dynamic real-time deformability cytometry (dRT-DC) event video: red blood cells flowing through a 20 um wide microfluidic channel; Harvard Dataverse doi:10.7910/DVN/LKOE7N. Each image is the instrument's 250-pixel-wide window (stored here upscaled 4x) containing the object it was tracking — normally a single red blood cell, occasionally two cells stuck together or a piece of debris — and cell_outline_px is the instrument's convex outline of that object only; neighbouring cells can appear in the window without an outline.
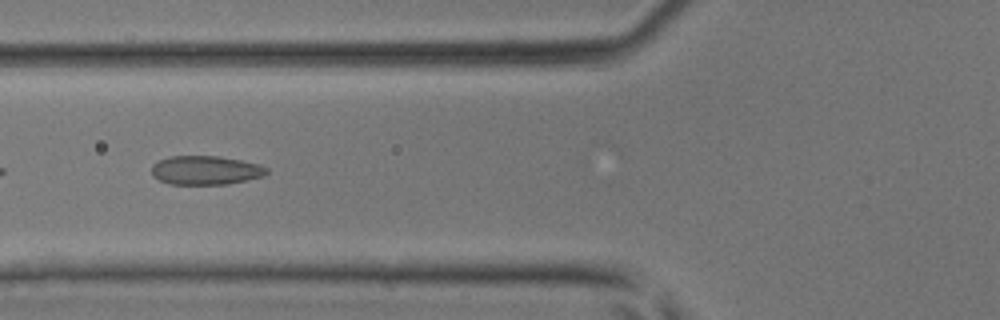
{"species": "common noctule bat (a hibernating species)", "species_latin": "Nyctalus noctula", "temperature_condition": "room temperature", "stored_images_in_passage": 22, "camera_frame_rate_fps": 3000, "um_per_image_px": 0.085, "animal": {"sex": "male", "body_mass_g": 17.9, "forearm_length_mm": 54.2}, "frame": {"image": 1, "passage_image": 18, "time_ms": 5.667, "image_size_px": [1000, 320], "cell_outline_px": [[268, 172], [264, 176], [248, 180], [224, 184], [172, 184], [160, 180], [152, 176], [152, 164], [168, 156], [216, 156], [240, 160], [260, 164], [268, 168]], "centroid_in_image_um": [17.49, 14.47], "position_along_channel_um": 108.3, "area_um2": 19.36}}
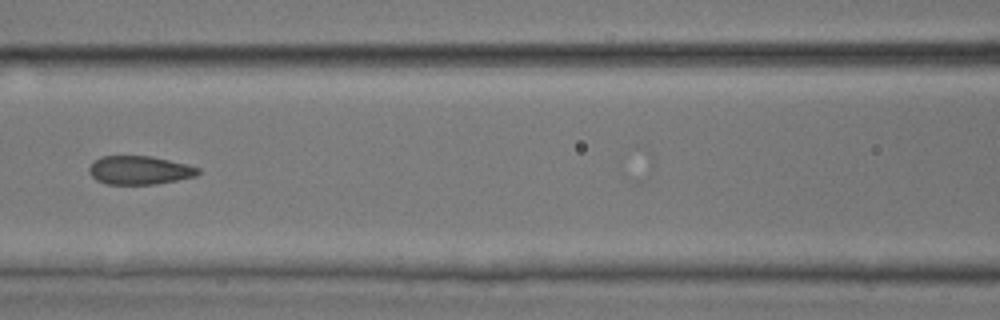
{"frame": {"image": 2, "passage_image": 21, "time_ms": 6.667, "image_size_px": [1000, 320], "cell_outline_px": [[200, 172], [196, 176], [156, 184], [108, 184], [96, 180], [88, 172], [88, 168], [100, 156], [152, 156], [200, 168]], "centroid_in_image_um": [11.84, 14.47], "position_along_channel_um": 154.8, "area_um2": 17.98}}